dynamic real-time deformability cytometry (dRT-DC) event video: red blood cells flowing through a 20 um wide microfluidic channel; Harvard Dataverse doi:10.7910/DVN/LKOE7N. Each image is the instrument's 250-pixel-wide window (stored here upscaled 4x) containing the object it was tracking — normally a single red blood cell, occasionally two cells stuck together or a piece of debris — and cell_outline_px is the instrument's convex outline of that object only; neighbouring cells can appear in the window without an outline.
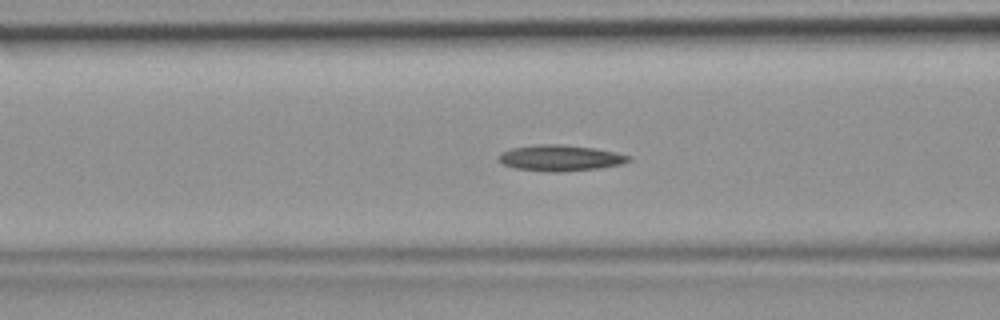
{"species": "common noctule bat (a hibernating species)", "species_latin": "Nyctalus noctula", "temperature_condition": "room temperature", "stored_images_in_passage": 32, "camera_frame_rate_fps": 3000, "um_per_image_px": 0.085, "animal": {"sex": "female", "body_mass_g": 19.9}, "frame": {"image": 1, "passage_image": 4, "time_ms": 1.0, "image_size_px": [1000, 320], "cell_outline_px": [[632, 160], [620, 164], [596, 168], [560, 172], [548, 172], [516, 168], [504, 164], [496, 160], [496, 156], [500, 152], [512, 148], [540, 144], [556, 144], [592, 148], [616, 152], [632, 156]], "centroid_in_image_um": [47.58, 13.43], "position_along_channel_um": 119.0, "area_um2": 19.59}}
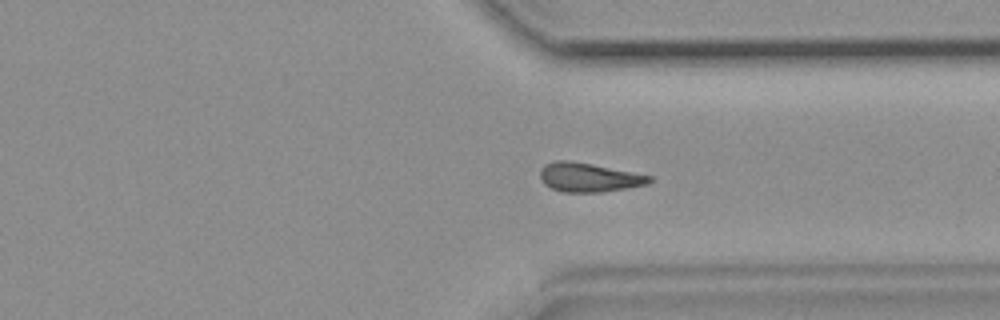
{"frame": {"image": 2, "passage_image": 21, "time_ms": 6.667, "image_size_px": [1000, 320], "cell_outline_px": [[652, 180], [648, 184], [600, 192], [564, 192], [552, 188], [544, 184], [540, 176], [540, 168], [544, 164], [556, 160], [568, 160], [592, 164], [652, 176]], "centroid_in_image_um": [50.01, 15.07], "position_along_channel_um": 361.4, "area_um2": 18.32}}
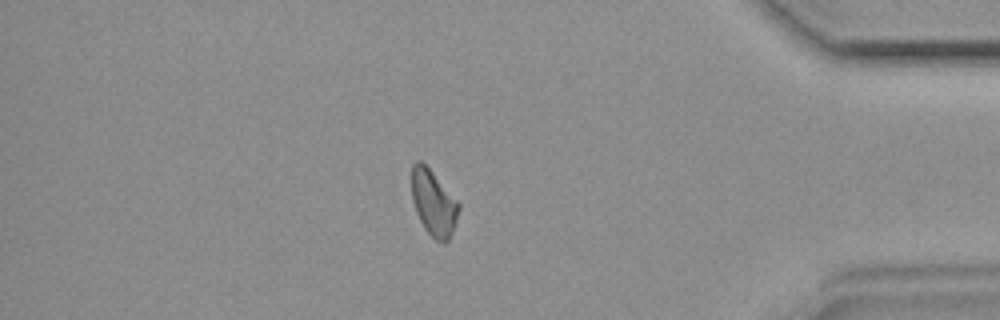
{"frame": {"image": 3, "passage_image": 26, "time_ms": 8.333, "image_size_px": [1000, 320], "cell_outline_px": [[460, 208], [452, 232], [448, 240], [444, 244], [436, 240], [424, 228], [416, 212], [412, 200], [412, 164], [416, 160], [420, 160], [432, 172], [460, 204]], "centroid_in_image_um": [36.84, 17.26], "position_along_channel_um": 398.4, "area_um2": 17.74}}